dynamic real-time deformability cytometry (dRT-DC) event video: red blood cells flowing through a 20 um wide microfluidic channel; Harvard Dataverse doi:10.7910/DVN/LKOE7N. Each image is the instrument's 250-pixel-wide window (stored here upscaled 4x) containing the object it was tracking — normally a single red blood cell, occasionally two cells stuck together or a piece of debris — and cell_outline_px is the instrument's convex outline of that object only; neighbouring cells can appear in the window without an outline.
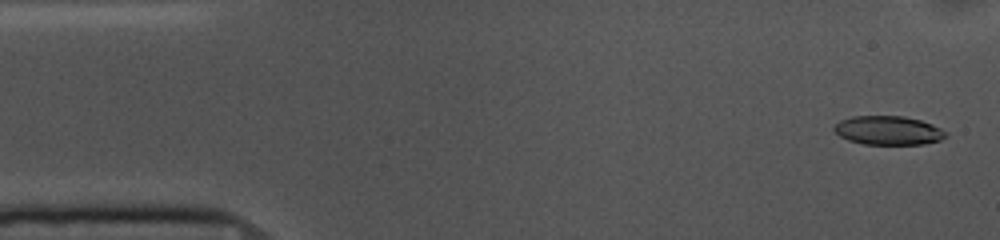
{"species": "common noctule bat (a hibernating species)", "species_latin": "Nyctalus noctula", "temperature_condition": "cold", "stored_images_in_passage": 53, "camera_frame_rate_fps": 3000, "um_per_image_px": 0.085, "animal": {"sex": "female", "body_mass_g": 10.0, "forearm_length_mm": 53.1}, "frame": {"image": 1, "passage_image": 2, "time_ms": 0.333, "image_size_px": [1000, 240], "cell_outline_px": [[948, 136], [940, 140], [924, 144], [864, 144], [848, 140], [840, 136], [832, 128], [840, 120], [852, 116], [904, 116], [920, 120], [932, 124], [948, 132]], "centroid_in_image_um": [75.52, 11.08], "position_along_channel_um": 9.5, "area_um2": 18.84}}
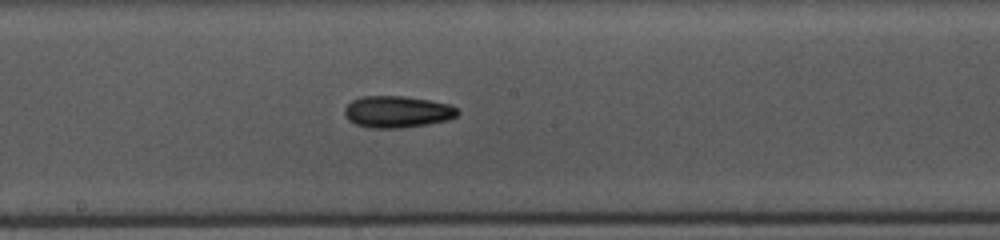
{"frame": {"image": 2, "passage_image": 27, "time_ms": 8.667, "image_size_px": [1000, 240], "cell_outline_px": [[460, 112], [456, 116], [448, 120], [428, 124], [400, 128], [372, 128], [356, 124], [348, 120], [344, 112], [344, 108], [352, 100], [360, 96], [404, 96], [452, 104]], "centroid_in_image_um": [33.77, 9.5], "position_along_channel_um": 214.4, "area_um2": 20.98}}
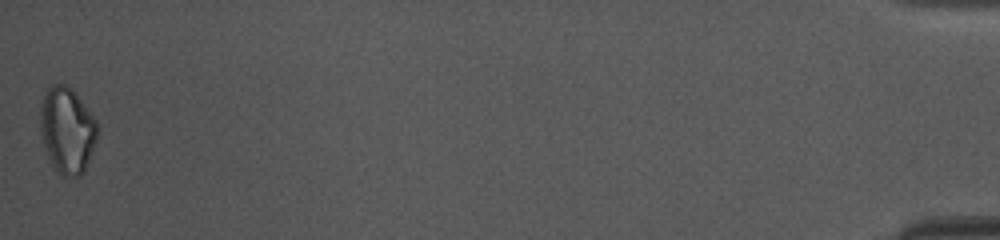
{"frame": {"image": 3, "passage_image": 53, "time_ms": 17.333, "image_size_px": [1000, 240], "cell_outline_px": [[96, 140], [84, 172], [80, 176], [64, 176], [52, 164], [48, 156], [40, 132], [40, 104], [48, 84], [68, 84], [76, 92], [96, 120]], "centroid_in_image_um": [5.68, 11.0], "position_along_channel_um": 429.5, "area_um2": 28.61}, "authors_computed_cell_mechanics": {"area_um2": 19.9988, "velocity_mm_per_s": 3.6702, "shape_relaxation_time_tau1_ms": 7.5454, "shape_relaxation_time_tau2_ms": null, "deformation_change_tau1": 0.124, "deformation_change_tau2": null}}